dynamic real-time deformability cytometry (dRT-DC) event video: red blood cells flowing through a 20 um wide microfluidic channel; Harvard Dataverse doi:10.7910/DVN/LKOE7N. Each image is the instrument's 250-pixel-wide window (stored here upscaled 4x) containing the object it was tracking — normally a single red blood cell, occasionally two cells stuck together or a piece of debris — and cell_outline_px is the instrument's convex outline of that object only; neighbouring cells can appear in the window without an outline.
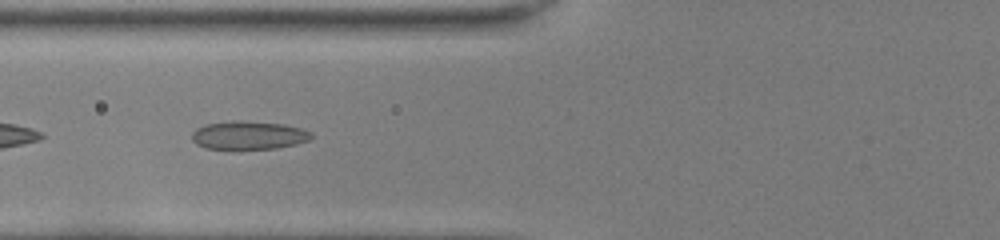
{"species": "common noctule bat (a hibernating species)", "species_latin": "Nyctalus noctula", "temperature_condition": "room temperature", "stored_images_in_passage": 51, "camera_frame_rate_fps": 3000, "um_per_image_px": 0.085, "animal": {"sex": "female", "body_mass_g": 22.0, "forearm_length_mm": 56.7}, "frame": {"image": 1, "passage_image": 22, "time_ms": 7.0, "image_size_px": [1000, 240], "cell_outline_px": [[312, 140], [296, 144], [276, 148], [204, 148], [196, 144], [192, 140], [192, 132], [196, 128], [204, 124], [232, 120], [240, 120], [284, 124], [300, 128], [312, 132]], "centroid_in_image_um": [21.13, 11.48], "position_along_channel_um": 104.7, "area_um2": 19.77}}
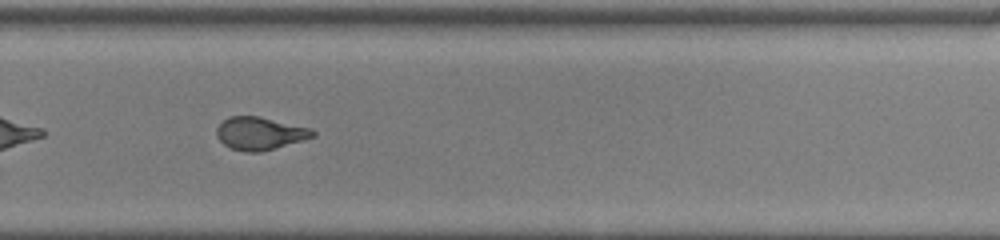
{"frame": {"image": 2, "passage_image": 37, "time_ms": 12.0, "image_size_px": [1000, 240], "cell_outline_px": [[316, 136], [304, 140], [260, 152], [244, 152], [232, 148], [224, 144], [216, 136], [216, 128], [228, 116], [260, 116], [312, 128], [316, 132]], "centroid_in_image_um": [22.12, 11.33], "position_along_channel_um": 307.7, "area_um2": 18.5}, "authors_computed_cell_mechanics": {"area_um2": 20.4034, "velocity_mm_per_s": 4.0571, "shape_relaxation_time_tau1_ms": 7.8019, "shape_relaxation_time_tau2_ms": 0.9089, "deformation_change_tau1": 0.2313, "deformation_change_tau2": 0.0757}}